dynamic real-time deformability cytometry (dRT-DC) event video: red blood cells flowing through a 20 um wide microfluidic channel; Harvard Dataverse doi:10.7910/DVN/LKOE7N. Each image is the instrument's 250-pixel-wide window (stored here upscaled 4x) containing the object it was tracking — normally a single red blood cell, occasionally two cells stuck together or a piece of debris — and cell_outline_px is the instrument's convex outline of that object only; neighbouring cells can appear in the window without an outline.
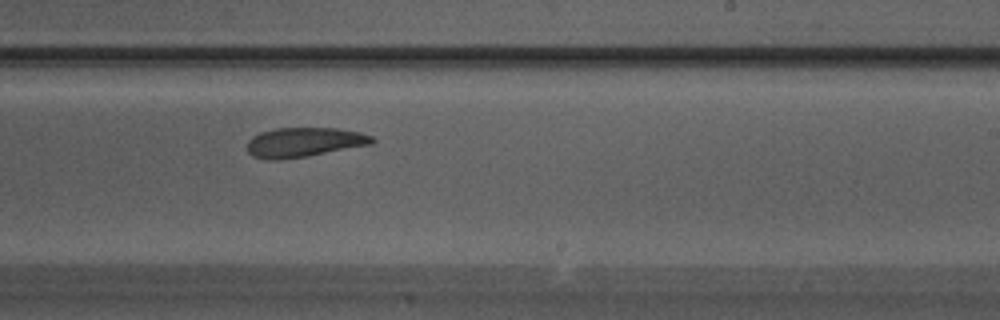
{"species": "Egyptian fruit bat (a non-hibernating species)", "species_latin": "Rousettus aegyptiacus", "temperature_condition": "warm", "stored_images_in_passage": 15, "camera_frame_rate_fps": 3000, "um_per_image_px": 0.085, "animal": {"sex": "male"}, "frame": {"image": 1, "passage_image": 15, "time_ms": 4.667, "image_size_px": [1000, 320], "cell_outline_px": [[376, 140], [372, 144], [304, 156], [280, 160], [268, 160], [252, 156], [248, 152], [248, 140], [252, 136], [260, 132], [276, 128], [336, 128], [360, 132], [372, 136]], "centroid_in_image_um": [25.82, 12.08], "position_along_channel_um": 263.2, "area_um2": 21.39}}